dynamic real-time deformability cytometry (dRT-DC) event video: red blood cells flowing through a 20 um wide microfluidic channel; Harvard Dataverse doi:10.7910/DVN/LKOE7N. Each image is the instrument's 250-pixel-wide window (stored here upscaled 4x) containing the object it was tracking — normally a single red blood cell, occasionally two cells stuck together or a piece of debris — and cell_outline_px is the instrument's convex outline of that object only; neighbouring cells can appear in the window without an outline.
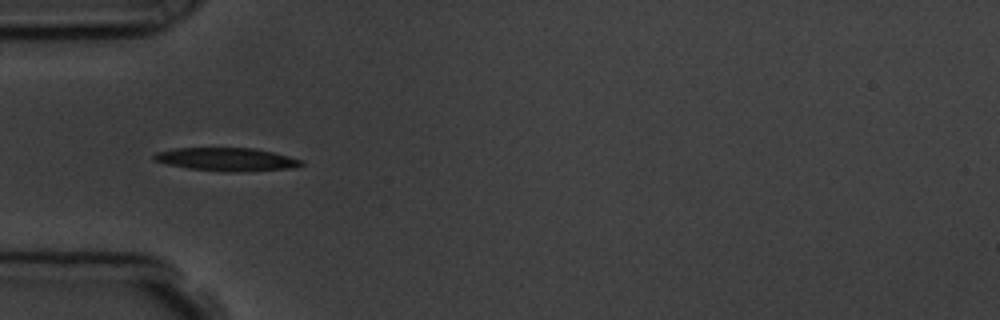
{"species": "common noctule bat (a hibernating species)", "species_latin": "Nyctalus noctula", "temperature_condition": "room temperature", "stored_images_in_passage": 5, "camera_frame_rate_fps": 3000, "um_per_image_px": 0.085, "animal": {"sex": "male", "body_mass_g": 19.5, "forearm_length_mm": 54.6}, "frame": {"image": 1, "passage_image": 4, "time_ms": 4.333, "image_size_px": [1000, 320], "cell_outline_px": [[304, 164], [292, 168], [224, 172], [188, 168], [168, 164], [152, 160], [152, 156], [156, 152], [172, 148], [252, 148], [272, 152], [304, 160]], "centroid_in_image_um": [19.22, 13.54], "position_along_channel_um": 65.8, "area_um2": 19.77}}